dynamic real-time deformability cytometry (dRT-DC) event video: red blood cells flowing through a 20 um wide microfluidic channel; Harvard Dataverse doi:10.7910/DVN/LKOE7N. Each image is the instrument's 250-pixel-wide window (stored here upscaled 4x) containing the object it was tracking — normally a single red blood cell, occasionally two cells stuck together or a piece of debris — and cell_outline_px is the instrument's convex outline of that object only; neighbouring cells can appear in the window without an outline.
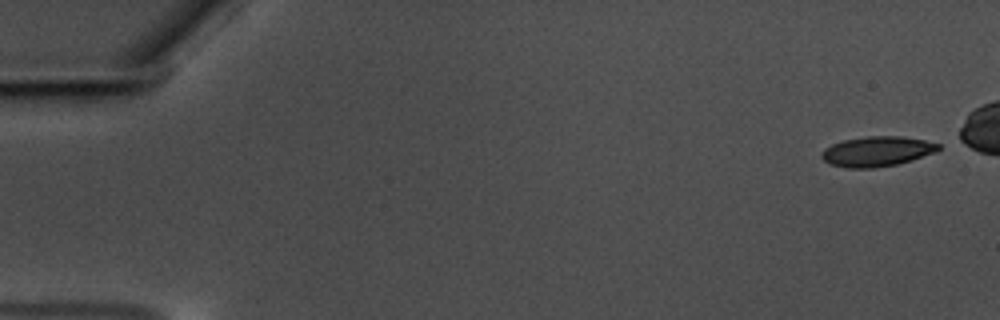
{"species": "common noctule bat (a hibernating species)", "species_latin": "Nyctalus noctula", "temperature_condition": "warm", "stored_images_in_passage": 51, "camera_frame_rate_fps": 3000, "um_per_image_px": 0.085, "animal": {"sex": "male", "body_mass_g": 17.5, "forearm_length_mm": 52.3}, "frame": {"image": 1, "passage_image": 1, "time_ms": 0.0, "image_size_px": [1000, 320], "cell_outline_px": [[940, 148], [936, 152], [912, 160], [896, 164], [872, 168], [848, 168], [828, 164], [820, 156], [820, 152], [824, 148], [832, 144], [844, 140], [868, 136], [900, 136], [924, 140], [940, 144]], "centroid_in_image_um": [74.51, 12.87], "position_along_channel_um": 10.5, "area_um2": 20.46}}
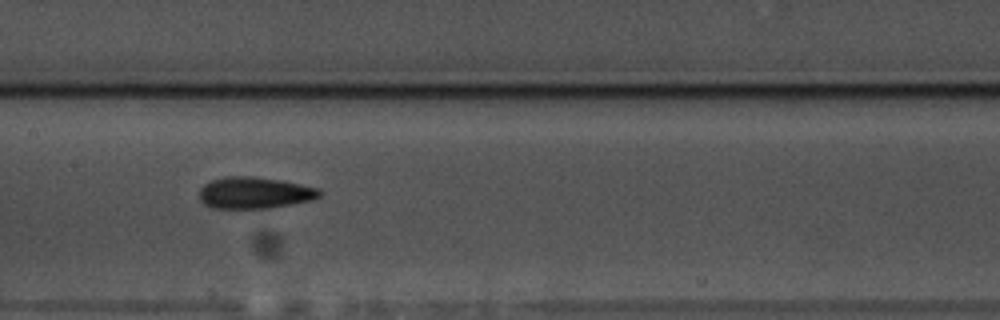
{"frame": {"image": 2, "passage_image": 28, "time_ms": 9.0, "image_size_px": [1000, 320], "cell_outline_px": [[324, 192], [320, 196], [312, 200], [272, 208], [212, 208], [204, 204], [200, 200], [200, 188], [204, 184], [212, 180], [224, 176], [252, 176], [280, 180], [320, 188]], "centroid_in_image_um": [21.66, 16.39], "position_along_channel_um": 185.7, "area_um2": 22.31}}
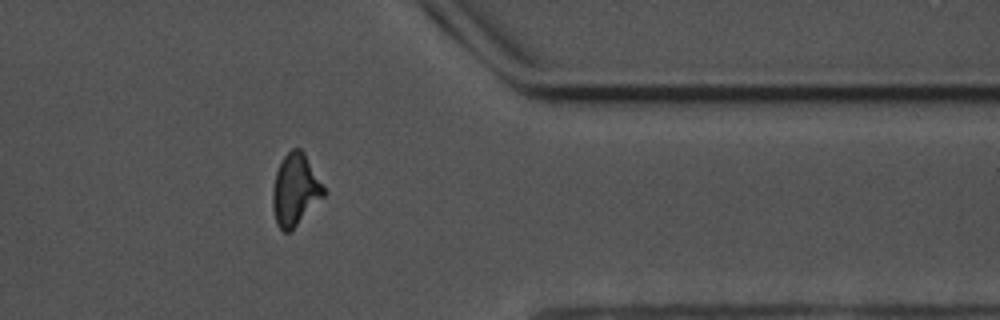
{"frame": {"image": 3, "passage_image": 46, "time_ms": 15.0, "image_size_px": [1000, 320], "cell_outline_px": [[328, 192], [288, 232], [284, 232], [276, 224], [272, 208], [272, 188], [276, 172], [284, 156], [292, 148], [300, 148], [304, 152]], "centroid_in_image_um": [25.09, 16.11], "position_along_channel_um": 386.3, "area_um2": 21.21}, "authors_computed_cell_mechanics": {"area_um2": 20.9814, "velocity_mm_per_s": 3.5484, "shape_relaxation_time_tau1_ms": 7.53, "shape_relaxation_time_tau2_ms": 3.1024, "deformation_change_tau1": 0.1903, "deformation_change_tau2": 0.1188}}